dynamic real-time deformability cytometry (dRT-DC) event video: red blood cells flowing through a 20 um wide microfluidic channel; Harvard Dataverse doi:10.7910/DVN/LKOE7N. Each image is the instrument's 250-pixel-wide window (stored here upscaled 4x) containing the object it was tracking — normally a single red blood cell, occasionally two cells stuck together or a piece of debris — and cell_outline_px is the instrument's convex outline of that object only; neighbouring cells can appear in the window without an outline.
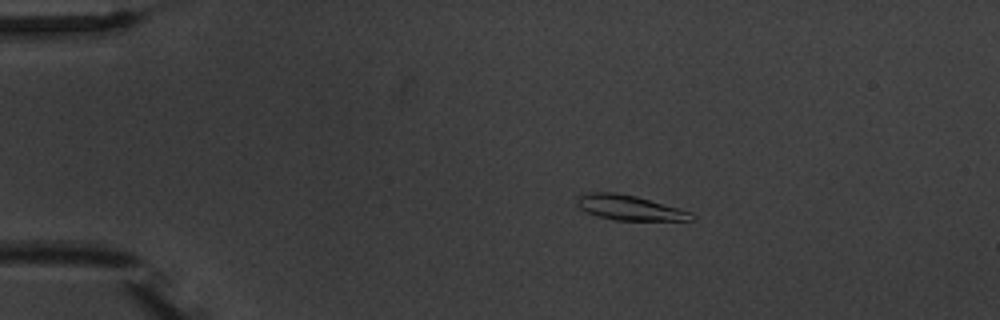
{"species": "common noctule bat (a hibernating species)", "species_latin": "Nyctalus noctula", "temperature_condition": "warm", "stored_images_in_passage": 6, "camera_frame_rate_fps": 3000, "um_per_image_px": 0.085, "animal": {"sex": "male", "body_mass_g": 20.1, "forearm_length_mm": 53.5}, "frame": {"image": 1, "passage_image": 2, "time_ms": 1.0, "image_size_px": [1000, 320], "cell_outline_px": [[696, 220], [616, 220], [600, 216], [588, 212], [580, 208], [576, 204], [576, 196], [588, 192], [616, 192], [636, 196], [692, 212], [696, 216]], "centroid_in_image_um": [53.5, 17.64], "position_along_channel_um": 31.5, "area_um2": 16.59}}
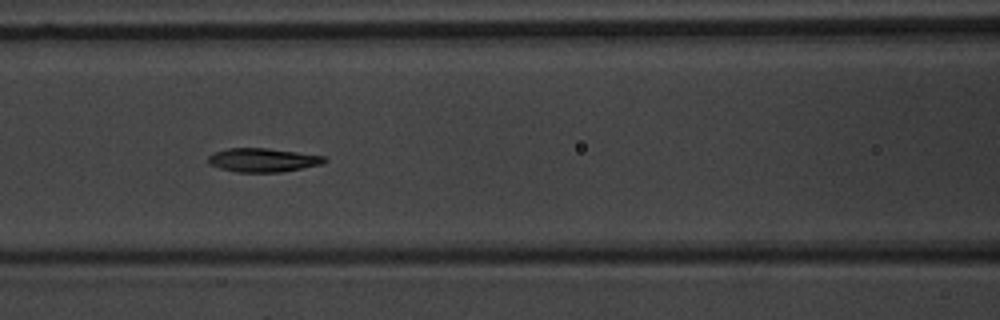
{"frame": {"image": 2, "passage_image": 6, "time_ms": 5.667, "image_size_px": [1000, 320], "cell_outline_px": [[328, 160], [320, 164], [280, 172], [236, 172], [220, 168], [208, 164], [208, 156], [216, 152], [228, 148], [268, 148], [324, 156]], "centroid_in_image_um": [22.31, 13.6], "position_along_channel_um": 144.3, "area_um2": 15.9}}